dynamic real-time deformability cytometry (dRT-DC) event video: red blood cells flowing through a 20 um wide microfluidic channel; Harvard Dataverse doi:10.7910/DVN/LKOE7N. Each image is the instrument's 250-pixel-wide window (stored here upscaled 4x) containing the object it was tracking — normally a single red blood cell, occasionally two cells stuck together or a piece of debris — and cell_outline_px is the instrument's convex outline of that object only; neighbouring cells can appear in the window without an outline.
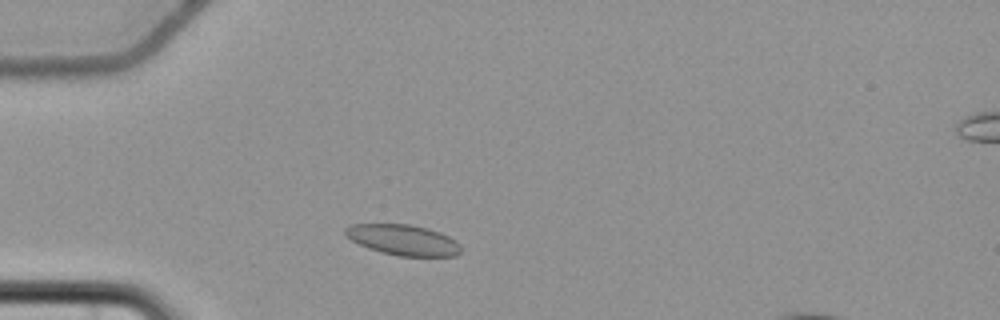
{"species": "common noctule bat (a hibernating species)", "species_latin": "Nyctalus noctula", "temperature_condition": "cold", "stored_images_in_passage": 1, "camera_frame_rate_fps": 3000, "um_per_image_px": 0.085, "animal": {"sex": "female", "body_mass_g": 22.7, "forearm_length_mm": 54.2}, "frame": {"image": 1, "passage_image": 1, "time_ms": 0.0, "image_size_px": [1000, 320], "cell_outline_px": [[460, 252], [456, 256], [396, 256], [380, 252], [368, 248], [344, 236], [344, 228], [348, 224], [408, 224], [428, 228], [440, 232], [456, 240], [460, 244]], "centroid_in_image_um": [34.24, 20.39], "position_along_channel_um": 50.8, "area_um2": 20.81}}